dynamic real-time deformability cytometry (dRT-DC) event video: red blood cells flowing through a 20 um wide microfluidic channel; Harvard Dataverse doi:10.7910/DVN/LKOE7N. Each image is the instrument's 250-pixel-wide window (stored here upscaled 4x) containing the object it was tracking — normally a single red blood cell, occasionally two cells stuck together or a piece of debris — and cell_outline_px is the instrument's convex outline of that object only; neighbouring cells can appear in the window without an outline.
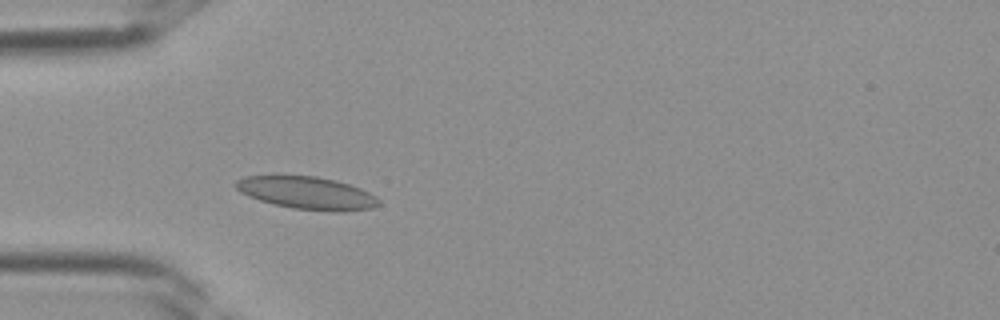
{"species": "Egyptian fruit bat (a non-hibernating species)", "species_latin": "Rousettus aegyptiacus", "temperature_condition": "room temperature", "stored_images_in_passage": 35, "camera_frame_rate_fps": 3000, "um_per_image_px": 0.085, "frame": {"image": 1, "passage_image": 9, "time_ms": 2.667, "image_size_px": [1000, 320], "cell_outline_px": [[380, 204], [372, 208], [344, 212], [336, 212], [292, 208], [272, 204], [248, 196], [240, 192], [232, 184], [236, 180], [244, 176], [276, 172], [316, 176], [336, 180], [360, 188], [376, 196], [380, 200]], "centroid_in_image_um": [26.0, 16.35], "position_along_channel_um": 59.0, "area_um2": 28.32}}
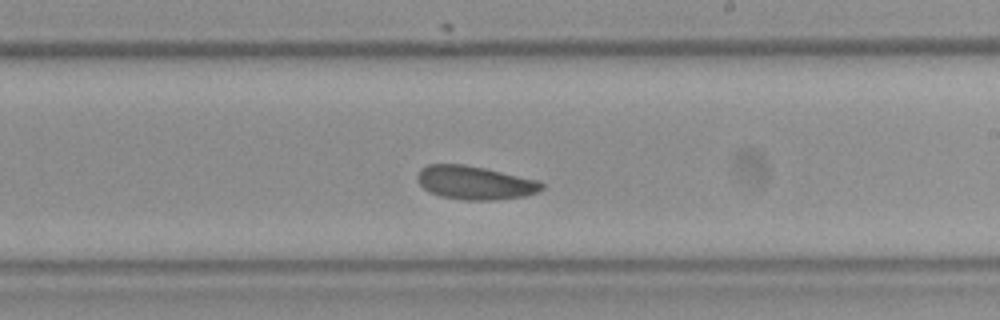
{"frame": {"image": 2, "passage_image": 20, "time_ms": 6.333, "image_size_px": [1000, 320], "cell_outline_px": [[544, 188], [536, 192], [524, 196], [496, 200], [464, 200], [440, 196], [428, 192], [416, 180], [416, 176], [420, 168], [428, 164], [464, 164], [484, 168], [540, 180], [544, 184]], "centroid_in_image_um": [40.35, 15.53], "position_along_channel_um": 248.7, "area_um2": 24.51}}
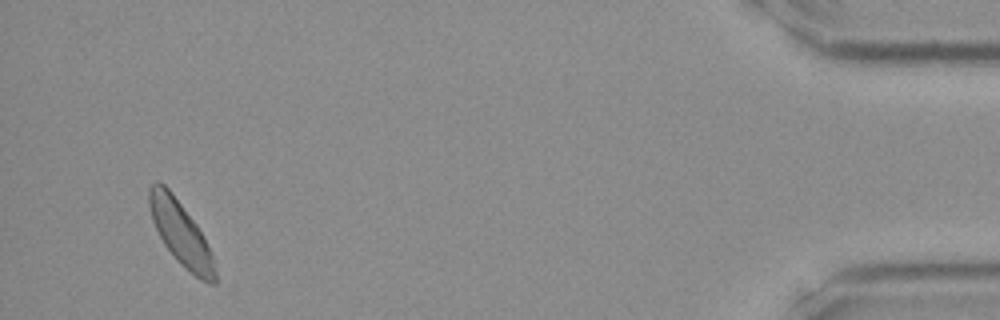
{"frame": {"image": 3, "passage_image": 34, "time_ms": 11.0, "image_size_px": [1000, 320], "cell_outline_px": [[216, 284], [208, 284], [200, 280], [180, 264], [176, 260], [164, 244], [152, 220], [148, 204], [148, 188], [156, 180], [164, 184], [172, 192], [196, 224], [204, 236], [212, 256], [216, 272]], "centroid_in_image_um": [15.35, 19.83], "position_along_channel_um": 419.8, "area_um2": 24.45}}